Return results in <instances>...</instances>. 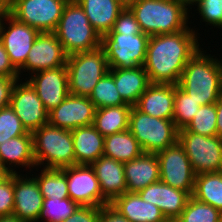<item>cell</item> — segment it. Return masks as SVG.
I'll return each instance as SVG.
<instances>
[{
	"label": "cell",
	"instance_id": "ba28073f",
	"mask_svg": "<svg viewBox=\"0 0 222 222\" xmlns=\"http://www.w3.org/2000/svg\"><path fill=\"white\" fill-rule=\"evenodd\" d=\"M150 36L144 34L108 33L101 37L109 68L133 69L143 66Z\"/></svg>",
	"mask_w": 222,
	"mask_h": 222
},
{
	"label": "cell",
	"instance_id": "7a4b0ae2",
	"mask_svg": "<svg viewBox=\"0 0 222 222\" xmlns=\"http://www.w3.org/2000/svg\"><path fill=\"white\" fill-rule=\"evenodd\" d=\"M205 54L203 48L195 53L187 62L178 83L201 106L216 103L222 94V60Z\"/></svg>",
	"mask_w": 222,
	"mask_h": 222
},
{
	"label": "cell",
	"instance_id": "4dcf8cb0",
	"mask_svg": "<svg viewBox=\"0 0 222 222\" xmlns=\"http://www.w3.org/2000/svg\"><path fill=\"white\" fill-rule=\"evenodd\" d=\"M36 175V176H35ZM32 176L36 179L43 198H69L66 174L61 169H41Z\"/></svg>",
	"mask_w": 222,
	"mask_h": 222
},
{
	"label": "cell",
	"instance_id": "1f68e13d",
	"mask_svg": "<svg viewBox=\"0 0 222 222\" xmlns=\"http://www.w3.org/2000/svg\"><path fill=\"white\" fill-rule=\"evenodd\" d=\"M89 99L93 102L96 109L129 105L123 101L120 93L117 91L114 78L109 72L94 86Z\"/></svg>",
	"mask_w": 222,
	"mask_h": 222
},
{
	"label": "cell",
	"instance_id": "c3c4849f",
	"mask_svg": "<svg viewBox=\"0 0 222 222\" xmlns=\"http://www.w3.org/2000/svg\"><path fill=\"white\" fill-rule=\"evenodd\" d=\"M14 2V0H0V4L2 5V7L6 10L12 3Z\"/></svg>",
	"mask_w": 222,
	"mask_h": 222
},
{
	"label": "cell",
	"instance_id": "603a6c76",
	"mask_svg": "<svg viewBox=\"0 0 222 222\" xmlns=\"http://www.w3.org/2000/svg\"><path fill=\"white\" fill-rule=\"evenodd\" d=\"M127 192H138L160 180L159 159L156 153H142L124 163Z\"/></svg>",
	"mask_w": 222,
	"mask_h": 222
},
{
	"label": "cell",
	"instance_id": "e0dca14e",
	"mask_svg": "<svg viewBox=\"0 0 222 222\" xmlns=\"http://www.w3.org/2000/svg\"><path fill=\"white\" fill-rule=\"evenodd\" d=\"M27 80L35 88L48 112L56 108L70 94L66 65L36 72Z\"/></svg>",
	"mask_w": 222,
	"mask_h": 222
},
{
	"label": "cell",
	"instance_id": "d6986e66",
	"mask_svg": "<svg viewBox=\"0 0 222 222\" xmlns=\"http://www.w3.org/2000/svg\"><path fill=\"white\" fill-rule=\"evenodd\" d=\"M137 193L144 201L156 205L166 219L178 218L191 197L188 192L173 188L161 180Z\"/></svg>",
	"mask_w": 222,
	"mask_h": 222
},
{
	"label": "cell",
	"instance_id": "8fae6325",
	"mask_svg": "<svg viewBox=\"0 0 222 222\" xmlns=\"http://www.w3.org/2000/svg\"><path fill=\"white\" fill-rule=\"evenodd\" d=\"M156 155L159 159L160 180L192 196L196 174L182 145L177 141Z\"/></svg>",
	"mask_w": 222,
	"mask_h": 222
},
{
	"label": "cell",
	"instance_id": "f907efd6",
	"mask_svg": "<svg viewBox=\"0 0 222 222\" xmlns=\"http://www.w3.org/2000/svg\"><path fill=\"white\" fill-rule=\"evenodd\" d=\"M166 222H181L179 220V218H169V219H166Z\"/></svg>",
	"mask_w": 222,
	"mask_h": 222
},
{
	"label": "cell",
	"instance_id": "7402d4cb",
	"mask_svg": "<svg viewBox=\"0 0 222 222\" xmlns=\"http://www.w3.org/2000/svg\"><path fill=\"white\" fill-rule=\"evenodd\" d=\"M17 165L33 169L36 167L33 156V135L30 132L0 144V169L8 174L19 173L15 170Z\"/></svg>",
	"mask_w": 222,
	"mask_h": 222
},
{
	"label": "cell",
	"instance_id": "836d02e7",
	"mask_svg": "<svg viewBox=\"0 0 222 222\" xmlns=\"http://www.w3.org/2000/svg\"><path fill=\"white\" fill-rule=\"evenodd\" d=\"M79 207L80 205L72 201L70 198H44L39 221L41 222L45 218V222H63L77 211Z\"/></svg>",
	"mask_w": 222,
	"mask_h": 222
},
{
	"label": "cell",
	"instance_id": "4316f807",
	"mask_svg": "<svg viewBox=\"0 0 222 222\" xmlns=\"http://www.w3.org/2000/svg\"><path fill=\"white\" fill-rule=\"evenodd\" d=\"M114 78L117 91L126 104L135 106L140 96L150 84L143 66L133 69H114L108 71Z\"/></svg>",
	"mask_w": 222,
	"mask_h": 222
},
{
	"label": "cell",
	"instance_id": "8d00e7d4",
	"mask_svg": "<svg viewBox=\"0 0 222 222\" xmlns=\"http://www.w3.org/2000/svg\"><path fill=\"white\" fill-rule=\"evenodd\" d=\"M27 133L10 105L0 109V144Z\"/></svg>",
	"mask_w": 222,
	"mask_h": 222
},
{
	"label": "cell",
	"instance_id": "f5cc1de1",
	"mask_svg": "<svg viewBox=\"0 0 222 222\" xmlns=\"http://www.w3.org/2000/svg\"><path fill=\"white\" fill-rule=\"evenodd\" d=\"M126 5H128L130 2L134 1V0H122Z\"/></svg>",
	"mask_w": 222,
	"mask_h": 222
},
{
	"label": "cell",
	"instance_id": "30bf717a",
	"mask_svg": "<svg viewBox=\"0 0 222 222\" xmlns=\"http://www.w3.org/2000/svg\"><path fill=\"white\" fill-rule=\"evenodd\" d=\"M69 0H14L6 11L39 32H54Z\"/></svg>",
	"mask_w": 222,
	"mask_h": 222
},
{
	"label": "cell",
	"instance_id": "277c9868",
	"mask_svg": "<svg viewBox=\"0 0 222 222\" xmlns=\"http://www.w3.org/2000/svg\"><path fill=\"white\" fill-rule=\"evenodd\" d=\"M33 156L36 167L62 169L75 165L73 138L70 130L49 123L33 133Z\"/></svg>",
	"mask_w": 222,
	"mask_h": 222
},
{
	"label": "cell",
	"instance_id": "cb8c5ba5",
	"mask_svg": "<svg viewBox=\"0 0 222 222\" xmlns=\"http://www.w3.org/2000/svg\"><path fill=\"white\" fill-rule=\"evenodd\" d=\"M110 205L130 222H166L162 211L144 201L137 192H126L116 197Z\"/></svg>",
	"mask_w": 222,
	"mask_h": 222
},
{
	"label": "cell",
	"instance_id": "ffe728a7",
	"mask_svg": "<svg viewBox=\"0 0 222 222\" xmlns=\"http://www.w3.org/2000/svg\"><path fill=\"white\" fill-rule=\"evenodd\" d=\"M175 85L150 83L135 107L152 117L173 120Z\"/></svg>",
	"mask_w": 222,
	"mask_h": 222
},
{
	"label": "cell",
	"instance_id": "7c38bea8",
	"mask_svg": "<svg viewBox=\"0 0 222 222\" xmlns=\"http://www.w3.org/2000/svg\"><path fill=\"white\" fill-rule=\"evenodd\" d=\"M39 33L37 29L16 20L7 11L3 13L0 22V41L17 70L25 64L29 51Z\"/></svg>",
	"mask_w": 222,
	"mask_h": 222
},
{
	"label": "cell",
	"instance_id": "816d5d0a",
	"mask_svg": "<svg viewBox=\"0 0 222 222\" xmlns=\"http://www.w3.org/2000/svg\"><path fill=\"white\" fill-rule=\"evenodd\" d=\"M6 10L2 7V5L0 4V17L3 16V13L5 12Z\"/></svg>",
	"mask_w": 222,
	"mask_h": 222
},
{
	"label": "cell",
	"instance_id": "f1b7e54d",
	"mask_svg": "<svg viewBox=\"0 0 222 222\" xmlns=\"http://www.w3.org/2000/svg\"><path fill=\"white\" fill-rule=\"evenodd\" d=\"M143 153L138 141L131 131L105 136L103 155L125 163L139 157Z\"/></svg>",
	"mask_w": 222,
	"mask_h": 222
},
{
	"label": "cell",
	"instance_id": "f35d334b",
	"mask_svg": "<svg viewBox=\"0 0 222 222\" xmlns=\"http://www.w3.org/2000/svg\"><path fill=\"white\" fill-rule=\"evenodd\" d=\"M14 208V174H7L0 181V217L12 215Z\"/></svg>",
	"mask_w": 222,
	"mask_h": 222
},
{
	"label": "cell",
	"instance_id": "44dd1931",
	"mask_svg": "<svg viewBox=\"0 0 222 222\" xmlns=\"http://www.w3.org/2000/svg\"><path fill=\"white\" fill-rule=\"evenodd\" d=\"M91 167L99 180L102 196L109 203L127 192L124 163L103 155Z\"/></svg>",
	"mask_w": 222,
	"mask_h": 222
},
{
	"label": "cell",
	"instance_id": "d4e9b609",
	"mask_svg": "<svg viewBox=\"0 0 222 222\" xmlns=\"http://www.w3.org/2000/svg\"><path fill=\"white\" fill-rule=\"evenodd\" d=\"M82 7L89 23L102 37L108 34L126 4L122 0H76Z\"/></svg>",
	"mask_w": 222,
	"mask_h": 222
},
{
	"label": "cell",
	"instance_id": "9c48e42d",
	"mask_svg": "<svg viewBox=\"0 0 222 222\" xmlns=\"http://www.w3.org/2000/svg\"><path fill=\"white\" fill-rule=\"evenodd\" d=\"M178 142L184 148L195 174L222 171V138L187 131L178 132Z\"/></svg>",
	"mask_w": 222,
	"mask_h": 222
},
{
	"label": "cell",
	"instance_id": "ab89813d",
	"mask_svg": "<svg viewBox=\"0 0 222 222\" xmlns=\"http://www.w3.org/2000/svg\"><path fill=\"white\" fill-rule=\"evenodd\" d=\"M109 33L120 34H140L142 30L136 20L134 13L126 5L125 8L119 13L112 30Z\"/></svg>",
	"mask_w": 222,
	"mask_h": 222
},
{
	"label": "cell",
	"instance_id": "83f0119b",
	"mask_svg": "<svg viewBox=\"0 0 222 222\" xmlns=\"http://www.w3.org/2000/svg\"><path fill=\"white\" fill-rule=\"evenodd\" d=\"M131 109V105L98 108L93 125L104 137L128 130Z\"/></svg>",
	"mask_w": 222,
	"mask_h": 222
},
{
	"label": "cell",
	"instance_id": "2e32d148",
	"mask_svg": "<svg viewBox=\"0 0 222 222\" xmlns=\"http://www.w3.org/2000/svg\"><path fill=\"white\" fill-rule=\"evenodd\" d=\"M96 107L89 97L69 94L65 100L48 113V123L66 130L92 125Z\"/></svg>",
	"mask_w": 222,
	"mask_h": 222
},
{
	"label": "cell",
	"instance_id": "484cf974",
	"mask_svg": "<svg viewBox=\"0 0 222 222\" xmlns=\"http://www.w3.org/2000/svg\"><path fill=\"white\" fill-rule=\"evenodd\" d=\"M75 154V165H91L103 156L105 137L94 125L71 130Z\"/></svg>",
	"mask_w": 222,
	"mask_h": 222
},
{
	"label": "cell",
	"instance_id": "5b68a950",
	"mask_svg": "<svg viewBox=\"0 0 222 222\" xmlns=\"http://www.w3.org/2000/svg\"><path fill=\"white\" fill-rule=\"evenodd\" d=\"M67 55L90 51L101 46V36L89 23L76 0H69L54 31Z\"/></svg>",
	"mask_w": 222,
	"mask_h": 222
},
{
	"label": "cell",
	"instance_id": "681fc988",
	"mask_svg": "<svg viewBox=\"0 0 222 222\" xmlns=\"http://www.w3.org/2000/svg\"><path fill=\"white\" fill-rule=\"evenodd\" d=\"M8 173L4 170L0 169V181L7 175Z\"/></svg>",
	"mask_w": 222,
	"mask_h": 222
},
{
	"label": "cell",
	"instance_id": "4fadbf2b",
	"mask_svg": "<svg viewBox=\"0 0 222 222\" xmlns=\"http://www.w3.org/2000/svg\"><path fill=\"white\" fill-rule=\"evenodd\" d=\"M10 106L27 132L33 133L48 123L49 112L45 109L35 88L28 80L22 83L18 79L15 82L11 93Z\"/></svg>",
	"mask_w": 222,
	"mask_h": 222
},
{
	"label": "cell",
	"instance_id": "74e56055",
	"mask_svg": "<svg viewBox=\"0 0 222 222\" xmlns=\"http://www.w3.org/2000/svg\"><path fill=\"white\" fill-rule=\"evenodd\" d=\"M202 22L222 30V0H204L197 5Z\"/></svg>",
	"mask_w": 222,
	"mask_h": 222
},
{
	"label": "cell",
	"instance_id": "8992f818",
	"mask_svg": "<svg viewBox=\"0 0 222 222\" xmlns=\"http://www.w3.org/2000/svg\"><path fill=\"white\" fill-rule=\"evenodd\" d=\"M69 93L89 97L94 86L109 71L104 49L77 52L67 56L66 61Z\"/></svg>",
	"mask_w": 222,
	"mask_h": 222
},
{
	"label": "cell",
	"instance_id": "7bdbcfd3",
	"mask_svg": "<svg viewBox=\"0 0 222 222\" xmlns=\"http://www.w3.org/2000/svg\"><path fill=\"white\" fill-rule=\"evenodd\" d=\"M0 76L20 78L19 71L11 63L10 58L1 41H0Z\"/></svg>",
	"mask_w": 222,
	"mask_h": 222
},
{
	"label": "cell",
	"instance_id": "5bb4252c",
	"mask_svg": "<svg viewBox=\"0 0 222 222\" xmlns=\"http://www.w3.org/2000/svg\"><path fill=\"white\" fill-rule=\"evenodd\" d=\"M66 174L69 198L80 206L101 207L110 204L101 193L99 180L91 165H73L61 169Z\"/></svg>",
	"mask_w": 222,
	"mask_h": 222
},
{
	"label": "cell",
	"instance_id": "7dc6e473",
	"mask_svg": "<svg viewBox=\"0 0 222 222\" xmlns=\"http://www.w3.org/2000/svg\"><path fill=\"white\" fill-rule=\"evenodd\" d=\"M185 1V4H186V7H187V10L190 12V9L193 5H198L200 4L202 1L204 0H184ZM191 6V7H190ZM190 8V9H188Z\"/></svg>",
	"mask_w": 222,
	"mask_h": 222
},
{
	"label": "cell",
	"instance_id": "6da1fadb",
	"mask_svg": "<svg viewBox=\"0 0 222 222\" xmlns=\"http://www.w3.org/2000/svg\"><path fill=\"white\" fill-rule=\"evenodd\" d=\"M198 34L188 26L175 33L150 36L143 64L149 82L178 85L187 62L202 49Z\"/></svg>",
	"mask_w": 222,
	"mask_h": 222
},
{
	"label": "cell",
	"instance_id": "9a60e30c",
	"mask_svg": "<svg viewBox=\"0 0 222 222\" xmlns=\"http://www.w3.org/2000/svg\"><path fill=\"white\" fill-rule=\"evenodd\" d=\"M67 56L54 32H40L29 51L25 64L18 70L19 77L23 74L22 71H29L31 72L29 75H32L39 71L65 66Z\"/></svg>",
	"mask_w": 222,
	"mask_h": 222
},
{
	"label": "cell",
	"instance_id": "b9f144b4",
	"mask_svg": "<svg viewBox=\"0 0 222 222\" xmlns=\"http://www.w3.org/2000/svg\"><path fill=\"white\" fill-rule=\"evenodd\" d=\"M18 79L0 76V109L10 105L12 89Z\"/></svg>",
	"mask_w": 222,
	"mask_h": 222
},
{
	"label": "cell",
	"instance_id": "ee69618b",
	"mask_svg": "<svg viewBox=\"0 0 222 222\" xmlns=\"http://www.w3.org/2000/svg\"><path fill=\"white\" fill-rule=\"evenodd\" d=\"M98 222H130L119 212H117L110 204L101 206Z\"/></svg>",
	"mask_w": 222,
	"mask_h": 222
},
{
	"label": "cell",
	"instance_id": "60d3db41",
	"mask_svg": "<svg viewBox=\"0 0 222 222\" xmlns=\"http://www.w3.org/2000/svg\"><path fill=\"white\" fill-rule=\"evenodd\" d=\"M100 207L80 206L70 217L63 222H98Z\"/></svg>",
	"mask_w": 222,
	"mask_h": 222
},
{
	"label": "cell",
	"instance_id": "d590c367",
	"mask_svg": "<svg viewBox=\"0 0 222 222\" xmlns=\"http://www.w3.org/2000/svg\"><path fill=\"white\" fill-rule=\"evenodd\" d=\"M216 119L217 110L215 103L202 105L185 129L200 135L216 136Z\"/></svg>",
	"mask_w": 222,
	"mask_h": 222
},
{
	"label": "cell",
	"instance_id": "bcb514c9",
	"mask_svg": "<svg viewBox=\"0 0 222 222\" xmlns=\"http://www.w3.org/2000/svg\"><path fill=\"white\" fill-rule=\"evenodd\" d=\"M0 222H23L19 218H17L15 215H7L0 217Z\"/></svg>",
	"mask_w": 222,
	"mask_h": 222
},
{
	"label": "cell",
	"instance_id": "3957f363",
	"mask_svg": "<svg viewBox=\"0 0 222 222\" xmlns=\"http://www.w3.org/2000/svg\"><path fill=\"white\" fill-rule=\"evenodd\" d=\"M127 6L149 36L185 30L191 17L184 0H134Z\"/></svg>",
	"mask_w": 222,
	"mask_h": 222
},
{
	"label": "cell",
	"instance_id": "e575fe53",
	"mask_svg": "<svg viewBox=\"0 0 222 222\" xmlns=\"http://www.w3.org/2000/svg\"><path fill=\"white\" fill-rule=\"evenodd\" d=\"M178 218L181 222H222V213L191 196Z\"/></svg>",
	"mask_w": 222,
	"mask_h": 222
},
{
	"label": "cell",
	"instance_id": "52a82bcc",
	"mask_svg": "<svg viewBox=\"0 0 222 222\" xmlns=\"http://www.w3.org/2000/svg\"><path fill=\"white\" fill-rule=\"evenodd\" d=\"M129 130L143 153H157L178 141L179 130L173 120L152 117L132 106Z\"/></svg>",
	"mask_w": 222,
	"mask_h": 222
},
{
	"label": "cell",
	"instance_id": "f6af8a7d",
	"mask_svg": "<svg viewBox=\"0 0 222 222\" xmlns=\"http://www.w3.org/2000/svg\"><path fill=\"white\" fill-rule=\"evenodd\" d=\"M217 110L216 129L217 136L222 138V94L215 103Z\"/></svg>",
	"mask_w": 222,
	"mask_h": 222
},
{
	"label": "cell",
	"instance_id": "d6a6232c",
	"mask_svg": "<svg viewBox=\"0 0 222 222\" xmlns=\"http://www.w3.org/2000/svg\"><path fill=\"white\" fill-rule=\"evenodd\" d=\"M200 106L178 85H175L173 122L178 130L184 129L189 125Z\"/></svg>",
	"mask_w": 222,
	"mask_h": 222
},
{
	"label": "cell",
	"instance_id": "ac0fdd59",
	"mask_svg": "<svg viewBox=\"0 0 222 222\" xmlns=\"http://www.w3.org/2000/svg\"><path fill=\"white\" fill-rule=\"evenodd\" d=\"M27 176L14 173L13 215L23 222H39L44 198L36 179Z\"/></svg>",
	"mask_w": 222,
	"mask_h": 222
},
{
	"label": "cell",
	"instance_id": "f546056e",
	"mask_svg": "<svg viewBox=\"0 0 222 222\" xmlns=\"http://www.w3.org/2000/svg\"><path fill=\"white\" fill-rule=\"evenodd\" d=\"M192 197L222 213V171L197 174Z\"/></svg>",
	"mask_w": 222,
	"mask_h": 222
}]
</instances>
